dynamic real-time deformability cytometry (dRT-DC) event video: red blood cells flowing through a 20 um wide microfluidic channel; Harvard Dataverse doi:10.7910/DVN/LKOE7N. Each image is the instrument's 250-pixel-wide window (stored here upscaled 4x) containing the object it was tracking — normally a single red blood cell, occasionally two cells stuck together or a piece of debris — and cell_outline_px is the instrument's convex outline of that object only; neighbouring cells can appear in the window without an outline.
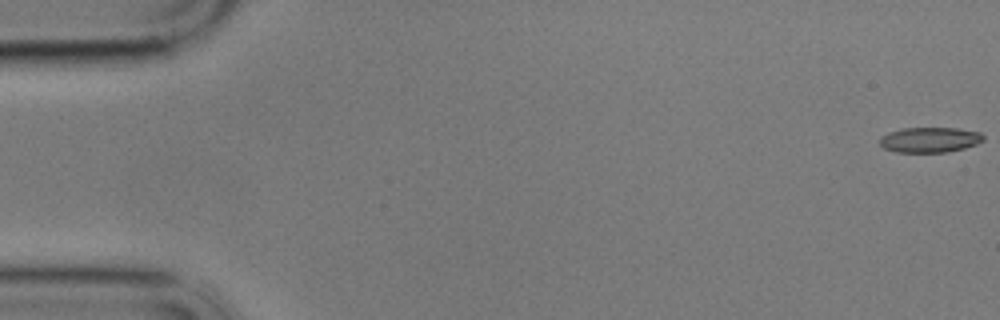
{"species": "common noctule bat (a hibernating species)", "species_latin": "Nyctalus noctula", "temperature_condition": "cold", "stored_images_in_passage": 59, "camera_frame_rate_fps": 3000, "um_per_image_px": 0.085, "animal": {"sex": "male", "body_mass_g": 17.9}, "frame": {"image": 1, "passage_image": 1, "time_ms": 0.0, "image_size_px": [1000, 320], "cell_outline_px": [[984, 140], [976, 144], [964, 148], [948, 152], [896, 152], [884, 148], [880, 144], [880, 136], [888, 132], [900, 128], [956, 128], [980, 132], [984, 136]], "centroid_in_image_um": [79.02, 11.88], "position_along_channel_um": 6.0, "area_um2": 15.32}}
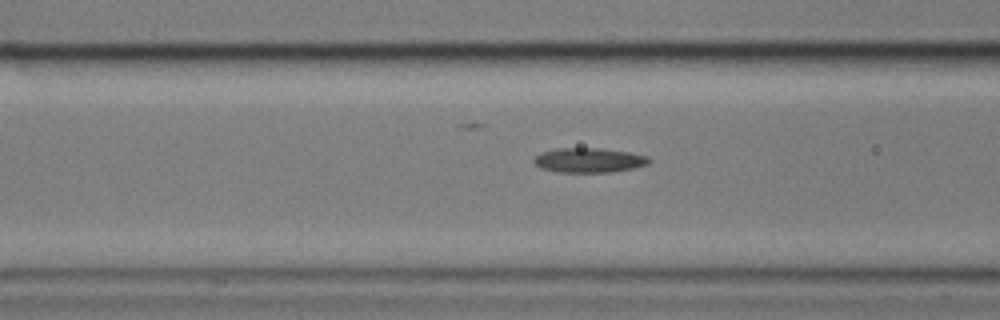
{"frame": {"image": 2, "passage_image": 23, "time_ms": 7.333, "image_size_px": [1000, 320], "cell_outline_px": [[652, 160], [648, 164], [632, 168], [612, 172], [556, 172], [540, 168], [532, 160], [536, 156], [544, 152], [556, 148], [600, 148], [628, 152], [648, 156]], "centroid_in_image_um": [50.07, 13.62], "position_along_channel_um": 116.5, "area_um2": 16.47}}
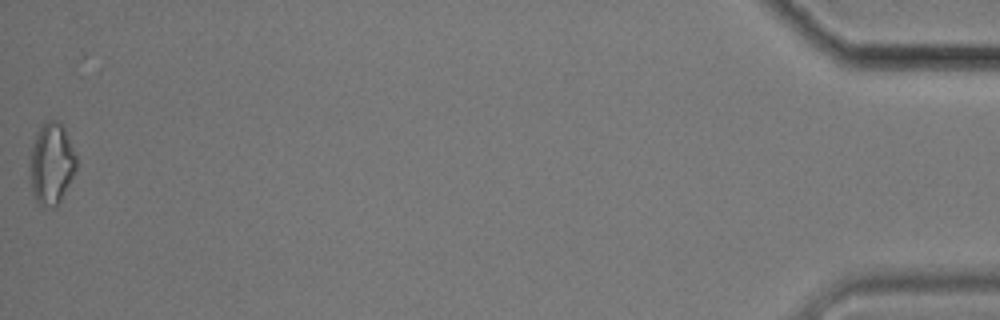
{"frame": {"image": 3, "passage_image": 59, "time_ms": 19.333, "image_size_px": [1000, 320], "cell_outline_px": [[76, 168], [56, 208], [52, 208], [36, 204], [32, 188], [28, 156], [36, 132], [44, 120], [56, 120], [64, 128], [76, 156]], "centroid_in_image_um": [4.33, 13.9], "position_along_channel_um": 430.9, "area_um2": 22.14}, "authors_computed_cell_mechanics": {"area_um2": 16.2418, "velocity_mm_per_s": 3.4212, "shape_relaxation_time_tau1_ms": null, "shape_relaxation_time_tau2_ms": 8.9655, "deformation_change_tau1": null, "deformation_change_tau2": 0.175}}